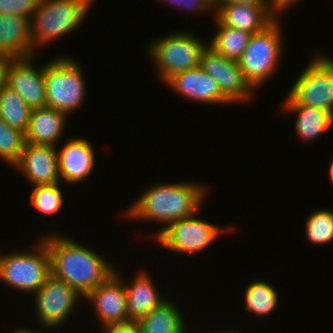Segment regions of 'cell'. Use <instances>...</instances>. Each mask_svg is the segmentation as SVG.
Returning <instances> with one entry per match:
<instances>
[{
	"label": "cell",
	"instance_id": "836d02e7",
	"mask_svg": "<svg viewBox=\"0 0 333 333\" xmlns=\"http://www.w3.org/2000/svg\"><path fill=\"white\" fill-rule=\"evenodd\" d=\"M215 5L222 4H244V5H266L265 0H214Z\"/></svg>",
	"mask_w": 333,
	"mask_h": 333
},
{
	"label": "cell",
	"instance_id": "e575fe53",
	"mask_svg": "<svg viewBox=\"0 0 333 333\" xmlns=\"http://www.w3.org/2000/svg\"><path fill=\"white\" fill-rule=\"evenodd\" d=\"M13 333H43L42 331H40V330H37L36 331V329L35 330H31V328H18V329H16V330H14V332Z\"/></svg>",
	"mask_w": 333,
	"mask_h": 333
},
{
	"label": "cell",
	"instance_id": "1f68e13d",
	"mask_svg": "<svg viewBox=\"0 0 333 333\" xmlns=\"http://www.w3.org/2000/svg\"><path fill=\"white\" fill-rule=\"evenodd\" d=\"M102 330L103 333H141L137 322L107 325Z\"/></svg>",
	"mask_w": 333,
	"mask_h": 333
},
{
	"label": "cell",
	"instance_id": "f546056e",
	"mask_svg": "<svg viewBox=\"0 0 333 333\" xmlns=\"http://www.w3.org/2000/svg\"><path fill=\"white\" fill-rule=\"evenodd\" d=\"M165 3L176 6L180 10H188V12H201L204 13L214 10V15H216V6L214 0H162Z\"/></svg>",
	"mask_w": 333,
	"mask_h": 333
},
{
	"label": "cell",
	"instance_id": "8d00e7d4",
	"mask_svg": "<svg viewBox=\"0 0 333 333\" xmlns=\"http://www.w3.org/2000/svg\"><path fill=\"white\" fill-rule=\"evenodd\" d=\"M208 333V332H207ZM210 333V332H209ZM213 333H217V332H213ZM218 333H240V331L239 332H237V329H236V331H234L233 329L232 330H227V331H220V332H218Z\"/></svg>",
	"mask_w": 333,
	"mask_h": 333
},
{
	"label": "cell",
	"instance_id": "ac0fdd59",
	"mask_svg": "<svg viewBox=\"0 0 333 333\" xmlns=\"http://www.w3.org/2000/svg\"><path fill=\"white\" fill-rule=\"evenodd\" d=\"M216 6L215 18L222 24L252 34L263 31L276 18L266 5L222 4Z\"/></svg>",
	"mask_w": 333,
	"mask_h": 333
},
{
	"label": "cell",
	"instance_id": "d4e9b609",
	"mask_svg": "<svg viewBox=\"0 0 333 333\" xmlns=\"http://www.w3.org/2000/svg\"><path fill=\"white\" fill-rule=\"evenodd\" d=\"M31 108L9 86L0 88V117L11 127L24 133L28 130Z\"/></svg>",
	"mask_w": 333,
	"mask_h": 333
},
{
	"label": "cell",
	"instance_id": "cb8c5ba5",
	"mask_svg": "<svg viewBox=\"0 0 333 333\" xmlns=\"http://www.w3.org/2000/svg\"><path fill=\"white\" fill-rule=\"evenodd\" d=\"M245 310L253 313L255 318H263L274 313L279 303L277 290L264 280L255 279L245 288Z\"/></svg>",
	"mask_w": 333,
	"mask_h": 333
},
{
	"label": "cell",
	"instance_id": "7402d4cb",
	"mask_svg": "<svg viewBox=\"0 0 333 333\" xmlns=\"http://www.w3.org/2000/svg\"><path fill=\"white\" fill-rule=\"evenodd\" d=\"M185 323V317L178 305L169 299L137 322L141 333H187Z\"/></svg>",
	"mask_w": 333,
	"mask_h": 333
},
{
	"label": "cell",
	"instance_id": "e0dca14e",
	"mask_svg": "<svg viewBox=\"0 0 333 333\" xmlns=\"http://www.w3.org/2000/svg\"><path fill=\"white\" fill-rule=\"evenodd\" d=\"M115 274L124 282L127 292V309L129 322H138L153 308L160 306L166 297H163L153 283V278L144 270H139L133 281L128 283L115 269Z\"/></svg>",
	"mask_w": 333,
	"mask_h": 333
},
{
	"label": "cell",
	"instance_id": "30bf717a",
	"mask_svg": "<svg viewBox=\"0 0 333 333\" xmlns=\"http://www.w3.org/2000/svg\"><path fill=\"white\" fill-rule=\"evenodd\" d=\"M35 316L41 328L52 330L61 328V325L71 317L78 301L82 297L65 281L50 275L45 283L33 294ZM60 326V327H59Z\"/></svg>",
	"mask_w": 333,
	"mask_h": 333
},
{
	"label": "cell",
	"instance_id": "d6a6232c",
	"mask_svg": "<svg viewBox=\"0 0 333 333\" xmlns=\"http://www.w3.org/2000/svg\"><path fill=\"white\" fill-rule=\"evenodd\" d=\"M13 57L0 53V88L6 85L7 68Z\"/></svg>",
	"mask_w": 333,
	"mask_h": 333
},
{
	"label": "cell",
	"instance_id": "8992f818",
	"mask_svg": "<svg viewBox=\"0 0 333 333\" xmlns=\"http://www.w3.org/2000/svg\"><path fill=\"white\" fill-rule=\"evenodd\" d=\"M279 19L263 31L252 34L248 46L237 61L246 80L257 90L279 68L283 53V33ZM282 52V53H281Z\"/></svg>",
	"mask_w": 333,
	"mask_h": 333
},
{
	"label": "cell",
	"instance_id": "603a6c76",
	"mask_svg": "<svg viewBox=\"0 0 333 333\" xmlns=\"http://www.w3.org/2000/svg\"><path fill=\"white\" fill-rule=\"evenodd\" d=\"M214 19L218 31L208 45L225 58L238 61L248 46L252 33L222 25L215 17Z\"/></svg>",
	"mask_w": 333,
	"mask_h": 333
},
{
	"label": "cell",
	"instance_id": "2e32d148",
	"mask_svg": "<svg viewBox=\"0 0 333 333\" xmlns=\"http://www.w3.org/2000/svg\"><path fill=\"white\" fill-rule=\"evenodd\" d=\"M57 150L60 179L67 184H78L90 177L95 166L92 144L84 137H69Z\"/></svg>",
	"mask_w": 333,
	"mask_h": 333
},
{
	"label": "cell",
	"instance_id": "4dcf8cb0",
	"mask_svg": "<svg viewBox=\"0 0 333 333\" xmlns=\"http://www.w3.org/2000/svg\"><path fill=\"white\" fill-rule=\"evenodd\" d=\"M298 1L300 0H265V4L268 11L276 19H280L279 16H281L282 13H284L283 11L290 8L291 6H293V4L297 3Z\"/></svg>",
	"mask_w": 333,
	"mask_h": 333
},
{
	"label": "cell",
	"instance_id": "5b68a950",
	"mask_svg": "<svg viewBox=\"0 0 333 333\" xmlns=\"http://www.w3.org/2000/svg\"><path fill=\"white\" fill-rule=\"evenodd\" d=\"M200 39L189 31L178 30L154 39L147 46L149 58L163 83L177 73L200 66L202 52L208 45L204 38Z\"/></svg>",
	"mask_w": 333,
	"mask_h": 333
},
{
	"label": "cell",
	"instance_id": "ffe728a7",
	"mask_svg": "<svg viewBox=\"0 0 333 333\" xmlns=\"http://www.w3.org/2000/svg\"><path fill=\"white\" fill-rule=\"evenodd\" d=\"M0 53L13 58L36 55L30 19L0 15Z\"/></svg>",
	"mask_w": 333,
	"mask_h": 333
},
{
	"label": "cell",
	"instance_id": "9a60e30c",
	"mask_svg": "<svg viewBox=\"0 0 333 333\" xmlns=\"http://www.w3.org/2000/svg\"><path fill=\"white\" fill-rule=\"evenodd\" d=\"M165 84L184 99L205 105L232 104L222 93L216 80L198 66L170 77Z\"/></svg>",
	"mask_w": 333,
	"mask_h": 333
},
{
	"label": "cell",
	"instance_id": "83f0119b",
	"mask_svg": "<svg viewBox=\"0 0 333 333\" xmlns=\"http://www.w3.org/2000/svg\"><path fill=\"white\" fill-rule=\"evenodd\" d=\"M25 144V133L9 126L0 117V160L13 168L20 160Z\"/></svg>",
	"mask_w": 333,
	"mask_h": 333
},
{
	"label": "cell",
	"instance_id": "8fae6325",
	"mask_svg": "<svg viewBox=\"0 0 333 333\" xmlns=\"http://www.w3.org/2000/svg\"><path fill=\"white\" fill-rule=\"evenodd\" d=\"M200 67L216 80L221 93L233 104L246 103L256 93L238 62L225 58L209 45L202 52Z\"/></svg>",
	"mask_w": 333,
	"mask_h": 333
},
{
	"label": "cell",
	"instance_id": "6da1fadb",
	"mask_svg": "<svg viewBox=\"0 0 333 333\" xmlns=\"http://www.w3.org/2000/svg\"><path fill=\"white\" fill-rule=\"evenodd\" d=\"M41 238L50 254L51 275L65 281L84 298L115 273V266L97 251L61 233H46Z\"/></svg>",
	"mask_w": 333,
	"mask_h": 333
},
{
	"label": "cell",
	"instance_id": "5bb4252c",
	"mask_svg": "<svg viewBox=\"0 0 333 333\" xmlns=\"http://www.w3.org/2000/svg\"><path fill=\"white\" fill-rule=\"evenodd\" d=\"M57 148L53 145L26 143L13 169L24 174L32 186L61 182Z\"/></svg>",
	"mask_w": 333,
	"mask_h": 333
},
{
	"label": "cell",
	"instance_id": "7a4b0ae2",
	"mask_svg": "<svg viewBox=\"0 0 333 333\" xmlns=\"http://www.w3.org/2000/svg\"><path fill=\"white\" fill-rule=\"evenodd\" d=\"M207 189L209 188L202 184L188 181L154 183L123 213L129 220L157 221L163 225L162 229L154 234L157 236L170 223L199 213L207 196Z\"/></svg>",
	"mask_w": 333,
	"mask_h": 333
},
{
	"label": "cell",
	"instance_id": "52a82bcc",
	"mask_svg": "<svg viewBox=\"0 0 333 333\" xmlns=\"http://www.w3.org/2000/svg\"><path fill=\"white\" fill-rule=\"evenodd\" d=\"M31 251L0 254V281L12 289L34 294L51 275L50 254L43 239Z\"/></svg>",
	"mask_w": 333,
	"mask_h": 333
},
{
	"label": "cell",
	"instance_id": "9c48e42d",
	"mask_svg": "<svg viewBox=\"0 0 333 333\" xmlns=\"http://www.w3.org/2000/svg\"><path fill=\"white\" fill-rule=\"evenodd\" d=\"M197 215V217H196ZM232 226L227 228L215 226L214 224L198 218V214L182 218L178 221L170 223L162 230L154 240L161 248L182 255L195 254L207 249L213 242L224 232H232Z\"/></svg>",
	"mask_w": 333,
	"mask_h": 333
},
{
	"label": "cell",
	"instance_id": "277c9868",
	"mask_svg": "<svg viewBox=\"0 0 333 333\" xmlns=\"http://www.w3.org/2000/svg\"><path fill=\"white\" fill-rule=\"evenodd\" d=\"M79 63L65 55L45 63L46 107L71 115L83 105L87 89Z\"/></svg>",
	"mask_w": 333,
	"mask_h": 333
},
{
	"label": "cell",
	"instance_id": "d590c367",
	"mask_svg": "<svg viewBox=\"0 0 333 333\" xmlns=\"http://www.w3.org/2000/svg\"><path fill=\"white\" fill-rule=\"evenodd\" d=\"M329 179L331 181V183L333 184V157H332V160L330 162V166H329Z\"/></svg>",
	"mask_w": 333,
	"mask_h": 333
},
{
	"label": "cell",
	"instance_id": "4316f807",
	"mask_svg": "<svg viewBox=\"0 0 333 333\" xmlns=\"http://www.w3.org/2000/svg\"><path fill=\"white\" fill-rule=\"evenodd\" d=\"M61 182L33 186L30 202L36 212L46 215L59 213L64 203Z\"/></svg>",
	"mask_w": 333,
	"mask_h": 333
},
{
	"label": "cell",
	"instance_id": "ba28073f",
	"mask_svg": "<svg viewBox=\"0 0 333 333\" xmlns=\"http://www.w3.org/2000/svg\"><path fill=\"white\" fill-rule=\"evenodd\" d=\"M307 64L282 104L305 105L333 115V58L318 53Z\"/></svg>",
	"mask_w": 333,
	"mask_h": 333
},
{
	"label": "cell",
	"instance_id": "44dd1931",
	"mask_svg": "<svg viewBox=\"0 0 333 333\" xmlns=\"http://www.w3.org/2000/svg\"><path fill=\"white\" fill-rule=\"evenodd\" d=\"M280 109L282 114L296 113L295 131L305 142L320 138L333 124V115L326 110L298 104H283Z\"/></svg>",
	"mask_w": 333,
	"mask_h": 333
},
{
	"label": "cell",
	"instance_id": "484cf974",
	"mask_svg": "<svg viewBox=\"0 0 333 333\" xmlns=\"http://www.w3.org/2000/svg\"><path fill=\"white\" fill-rule=\"evenodd\" d=\"M305 235L314 245H327L333 242V210H312L306 217Z\"/></svg>",
	"mask_w": 333,
	"mask_h": 333
},
{
	"label": "cell",
	"instance_id": "d6986e66",
	"mask_svg": "<svg viewBox=\"0 0 333 333\" xmlns=\"http://www.w3.org/2000/svg\"><path fill=\"white\" fill-rule=\"evenodd\" d=\"M68 114L49 108L31 110L26 143L57 146L63 137Z\"/></svg>",
	"mask_w": 333,
	"mask_h": 333
},
{
	"label": "cell",
	"instance_id": "3957f363",
	"mask_svg": "<svg viewBox=\"0 0 333 333\" xmlns=\"http://www.w3.org/2000/svg\"><path fill=\"white\" fill-rule=\"evenodd\" d=\"M94 0H40L31 19L34 51L79 27Z\"/></svg>",
	"mask_w": 333,
	"mask_h": 333
},
{
	"label": "cell",
	"instance_id": "4fadbf2b",
	"mask_svg": "<svg viewBox=\"0 0 333 333\" xmlns=\"http://www.w3.org/2000/svg\"><path fill=\"white\" fill-rule=\"evenodd\" d=\"M84 300L93 305L95 315L99 319L97 321L102 327L129 323L127 292L124 282L115 273L90 292Z\"/></svg>",
	"mask_w": 333,
	"mask_h": 333
},
{
	"label": "cell",
	"instance_id": "f1b7e54d",
	"mask_svg": "<svg viewBox=\"0 0 333 333\" xmlns=\"http://www.w3.org/2000/svg\"><path fill=\"white\" fill-rule=\"evenodd\" d=\"M40 0H0V15L32 19Z\"/></svg>",
	"mask_w": 333,
	"mask_h": 333
},
{
	"label": "cell",
	"instance_id": "7c38bea8",
	"mask_svg": "<svg viewBox=\"0 0 333 333\" xmlns=\"http://www.w3.org/2000/svg\"><path fill=\"white\" fill-rule=\"evenodd\" d=\"M36 56L12 58L6 78V85L16 91L31 109L46 107L44 64L35 68Z\"/></svg>",
	"mask_w": 333,
	"mask_h": 333
}]
</instances>
